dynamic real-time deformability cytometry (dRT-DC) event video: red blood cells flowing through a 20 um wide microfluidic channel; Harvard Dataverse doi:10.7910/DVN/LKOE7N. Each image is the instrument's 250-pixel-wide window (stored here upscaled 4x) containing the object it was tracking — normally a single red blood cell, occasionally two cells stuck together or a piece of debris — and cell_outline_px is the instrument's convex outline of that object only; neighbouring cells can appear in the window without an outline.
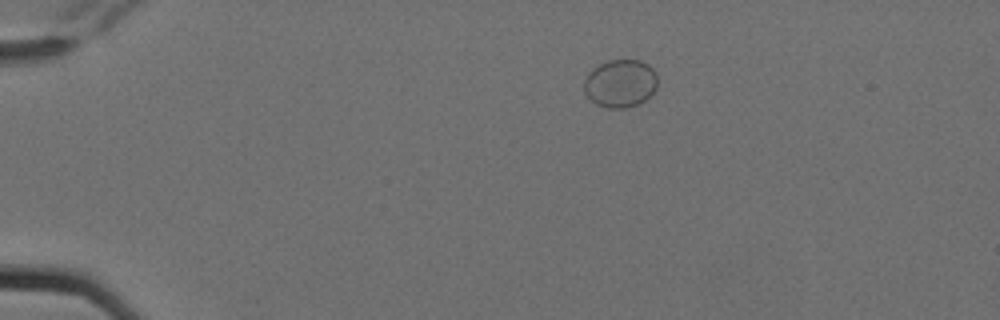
{"species": "Egyptian fruit bat (a non-hibernating species)", "species_latin": "Rousettus aegyptiacus", "temperature_condition": "cold", "stored_images_in_passage": 3, "camera_frame_rate_fps": 3000, "um_per_image_px": 0.085, "animal": {"sex": "female"}, "frame": {"image": 1, "passage_image": 1, "time_ms": 0.0, "image_size_px": [1000, 320], "cell_outline_px": [[656, 88], [644, 100], [636, 104], [624, 108], [608, 108], [596, 104], [584, 92], [584, 80], [588, 72], [592, 68], [608, 60], [640, 60], [648, 64], [656, 72]], "centroid_in_image_um": [52.7, 7.07], "position_along_channel_um": 32.3, "area_um2": 20.4}}